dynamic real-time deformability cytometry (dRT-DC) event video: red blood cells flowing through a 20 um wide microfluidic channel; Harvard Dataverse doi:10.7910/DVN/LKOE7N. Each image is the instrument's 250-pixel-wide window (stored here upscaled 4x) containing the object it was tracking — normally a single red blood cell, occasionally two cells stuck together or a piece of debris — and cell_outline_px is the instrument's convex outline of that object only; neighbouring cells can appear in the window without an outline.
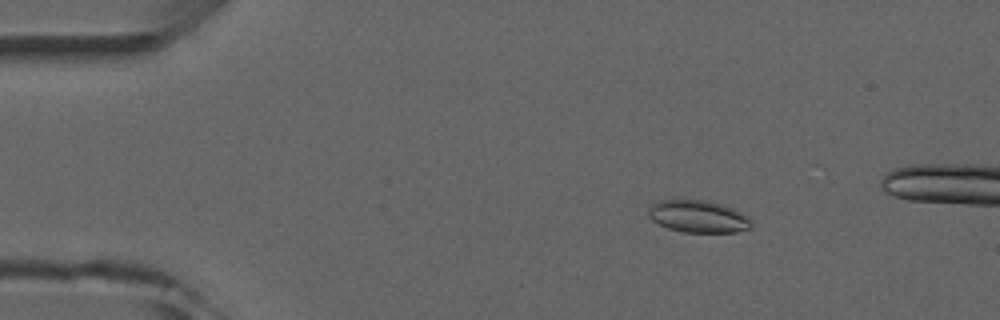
{"species": "common noctule bat (a hibernating species)", "species_latin": "Nyctalus noctula", "temperature_condition": "room temperature", "stored_images_in_passage": 5, "camera_frame_rate_fps": 3000, "um_per_image_px": 0.085, "animal": {"sex": "male", "forearm_length_mm": 52.5}, "frame": {"image": 1, "passage_image": 2, "time_ms": 1.0, "image_size_px": [1000, 320], "cell_outline_px": [[752, 228], [736, 232], [684, 232], [668, 228], [652, 220], [648, 216], [648, 208], [656, 200], [676, 196], [712, 200], [724, 204], [748, 216], [752, 220]], "centroid_in_image_um": [59.31, 18.33], "position_along_channel_um": 25.7, "area_um2": 20.4}}